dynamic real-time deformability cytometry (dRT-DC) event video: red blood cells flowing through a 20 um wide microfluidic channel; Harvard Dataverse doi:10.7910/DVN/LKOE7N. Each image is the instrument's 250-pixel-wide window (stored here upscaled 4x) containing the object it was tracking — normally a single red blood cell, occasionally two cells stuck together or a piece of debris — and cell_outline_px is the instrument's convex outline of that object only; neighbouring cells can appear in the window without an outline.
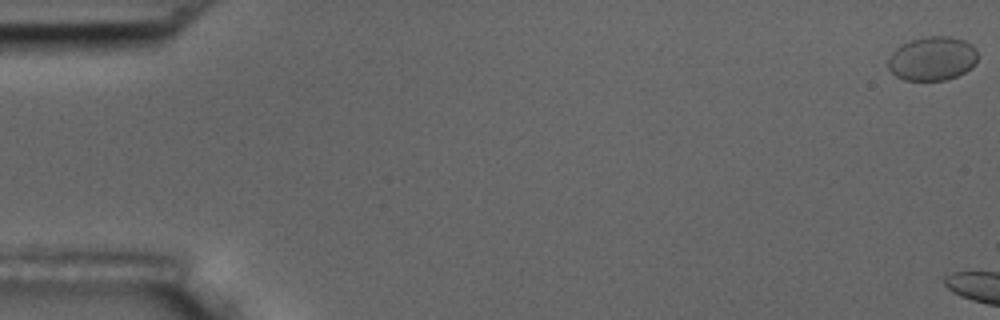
{"species": "common noctule bat (a hibernating species)", "species_latin": "Nyctalus noctula", "temperature_condition": "room temperature", "stored_images_in_passage": 14, "camera_frame_rate_fps": 3000, "um_per_image_px": 0.085, "animal": {"sex": "male", "body_mass_g": 17.5, "forearm_length_mm": 52.3}, "frame": {"image": 1, "passage_image": 1, "time_ms": 0.0, "image_size_px": [1000, 320], "cell_outline_px": [[976, 64], [972, 68], [948, 80], [904, 80], [896, 76], [888, 68], [888, 56], [896, 48], [912, 40], [924, 36], [948, 36], [964, 40], [972, 44], [976, 48]], "centroid_in_image_um": [79.25, 4.98], "position_along_channel_um": 5.7, "area_um2": 23.06}}